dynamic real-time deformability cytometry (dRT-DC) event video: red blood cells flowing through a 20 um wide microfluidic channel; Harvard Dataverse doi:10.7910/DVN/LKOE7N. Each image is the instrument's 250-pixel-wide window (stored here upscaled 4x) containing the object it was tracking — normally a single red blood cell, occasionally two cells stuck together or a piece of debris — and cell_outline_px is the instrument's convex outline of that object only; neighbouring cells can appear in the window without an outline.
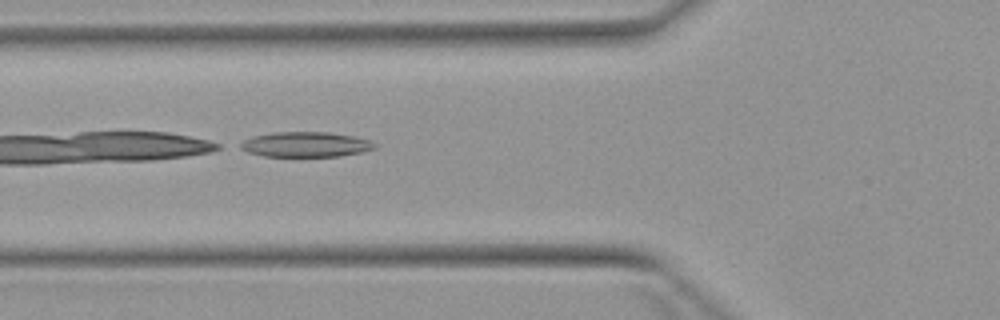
{"species": "Egyptian fruit bat (a non-hibernating species)", "species_latin": "Rousettus aegyptiacus", "temperature_condition": "warm", "stored_images_in_passage": 5, "camera_frame_rate_fps": 3000, "um_per_image_px": 0.085, "animal": {"sex": "female"}, "frame": {"image": 1, "passage_image": 5, "time_ms": 5.667, "image_size_px": [1000, 320], "cell_outline_px": [[376, 148], [364, 152], [340, 156], [264, 156], [248, 152], [240, 148], [236, 144], [252, 136], [272, 132], [328, 132], [352, 136], [368, 140], [376, 144]], "centroid_in_image_um": [25.95, 12.28], "position_along_channel_um": 99.9, "area_um2": 19.71}}